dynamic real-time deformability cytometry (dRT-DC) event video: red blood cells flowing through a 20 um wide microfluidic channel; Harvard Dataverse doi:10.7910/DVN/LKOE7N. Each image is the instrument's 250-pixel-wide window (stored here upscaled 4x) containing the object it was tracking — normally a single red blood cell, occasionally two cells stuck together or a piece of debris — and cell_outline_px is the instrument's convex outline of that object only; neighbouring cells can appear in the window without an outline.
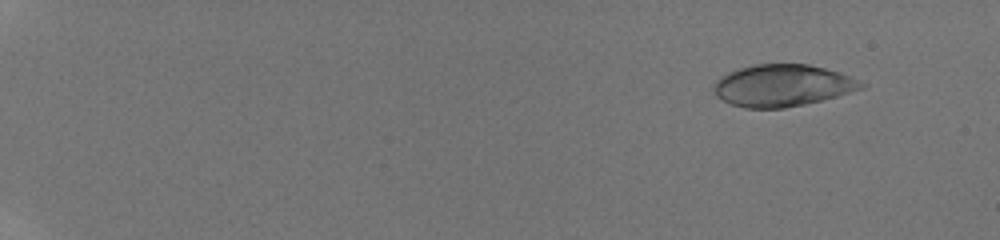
{"species": "human", "species_latin": "Homo sapiens", "temperature_condition": "room temperature", "stored_images_in_passage": 24, "camera_frame_rate_fps": 3000, "um_per_image_px": 0.085, "donor": {"sex": "male"}, "frame": {"image": 1, "passage_image": 3, "time_ms": 1.667, "image_size_px": [1000, 240], "cell_outline_px": [[868, 84], [864, 88], [836, 96], [804, 104], [784, 108], [744, 108], [732, 104], [716, 96], [712, 88], [716, 80], [720, 76], [728, 72], [740, 68], [756, 64], [808, 64], [840, 72], [860, 80]], "centroid_in_image_um": [66.51, 7.26], "position_along_channel_um": 18.5, "area_um2": 36.01}}
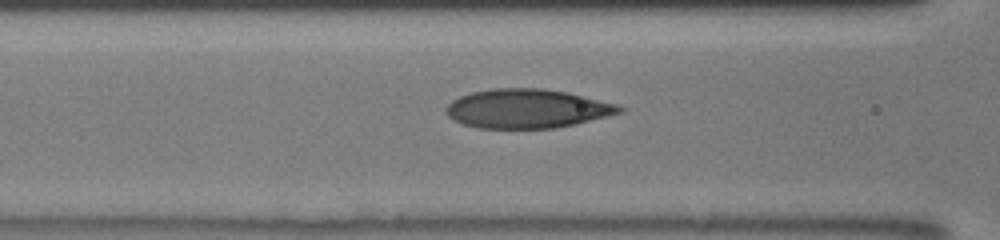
{"frame": {"image": 2, "passage_image": 18, "time_ms": 8.667, "image_size_px": [1000, 240], "cell_outline_px": [[624, 112], [576, 124], [552, 128], [476, 128], [452, 120], [444, 112], [444, 108], [452, 100], [460, 96], [472, 92], [496, 88], [544, 88], [568, 92], [616, 104], [624, 108]], "centroid_in_image_um": [44.78, 9.23], "position_along_channel_um": 121.8, "area_um2": 39.59}}
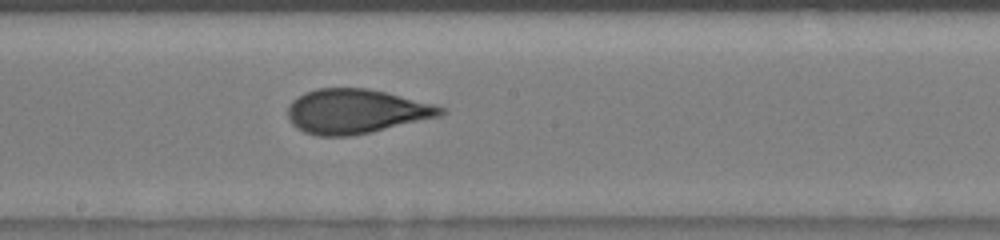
{"frame": {"image": 3, "passage_image": 24, "time_ms": 11.0, "image_size_px": [1000, 240], "cell_outline_px": [[448, 112], [440, 116], [368, 132], [348, 136], [320, 136], [304, 132], [296, 128], [288, 120], [288, 104], [292, 100], [304, 92], [316, 88], [368, 88], [432, 104], [444, 108]], "centroid_in_image_um": [30.19, 9.46], "position_along_channel_um": 218.0, "area_um2": 39.25}}